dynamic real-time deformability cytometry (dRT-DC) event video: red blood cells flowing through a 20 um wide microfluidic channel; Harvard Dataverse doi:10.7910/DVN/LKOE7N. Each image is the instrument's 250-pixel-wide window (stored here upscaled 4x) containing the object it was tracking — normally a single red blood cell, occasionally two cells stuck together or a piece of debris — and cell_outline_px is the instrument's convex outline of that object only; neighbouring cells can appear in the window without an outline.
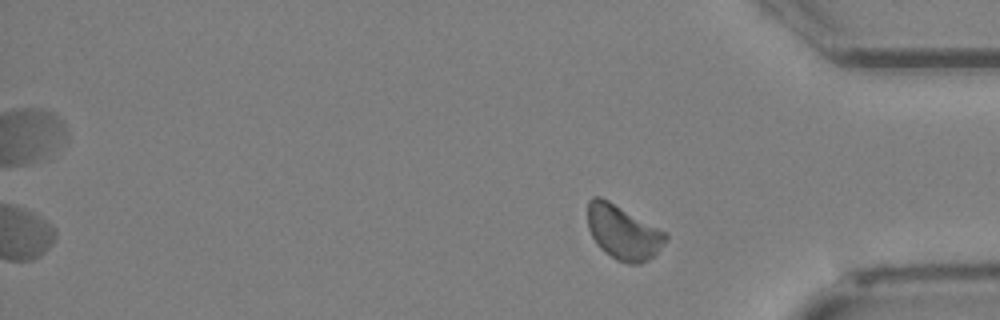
{"species": "Egyptian fruit bat (a non-hibernating species)", "species_latin": "Rousettus aegyptiacus", "temperature_condition": "cold", "stored_images_in_passage": 28, "camera_frame_rate_fps": 3000, "um_per_image_px": 0.085, "animal": {"sex": "female"}, "frame": {"image": 1, "passage_image": 28, "time_ms": 9.0, "image_size_px": [1000, 320], "cell_outline_px": [[668, 236], [656, 252], [648, 260], [640, 264], [628, 264], [616, 260], [604, 252], [596, 244], [588, 228], [588, 200], [592, 196], [600, 196], [608, 200], [668, 232]], "centroid_in_image_um": [52.95, 19.74], "position_along_channel_um": 382.3, "area_um2": 24.74}}